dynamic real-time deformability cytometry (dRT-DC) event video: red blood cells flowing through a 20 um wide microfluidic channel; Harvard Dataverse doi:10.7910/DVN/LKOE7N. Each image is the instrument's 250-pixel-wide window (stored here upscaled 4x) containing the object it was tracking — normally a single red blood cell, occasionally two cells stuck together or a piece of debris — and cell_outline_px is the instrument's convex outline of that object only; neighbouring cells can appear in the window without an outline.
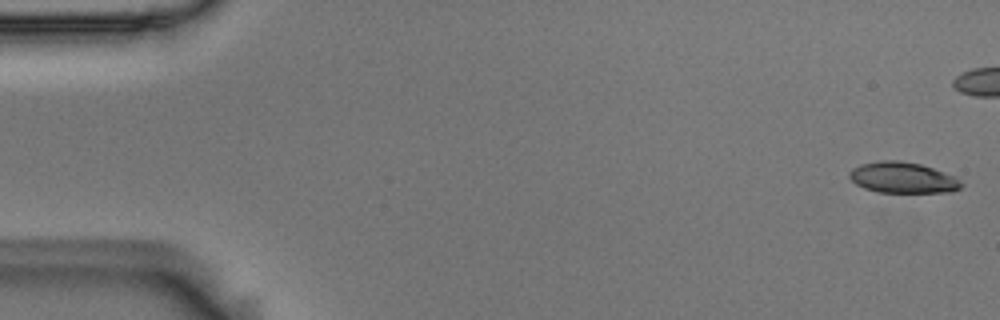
{"species": "Egyptian fruit bat (a non-hibernating species)", "species_latin": "Rousettus aegyptiacus", "temperature_condition": "room temperature", "stored_images_in_passage": 5, "camera_frame_rate_fps": 3000, "um_per_image_px": 0.085, "animal": {"sex": "male"}, "frame": {"image": 1, "passage_image": 1, "time_ms": 0.0, "image_size_px": [1000, 320], "cell_outline_px": [[964, 184], [960, 188], [952, 192], [876, 192], [864, 188], [856, 184], [848, 176], [848, 172], [852, 168], [860, 164], [880, 160], [900, 160], [920, 164], [956, 176]], "centroid_in_image_um": [76.73, 15.09], "position_along_channel_um": 8.3, "area_um2": 20.35}}
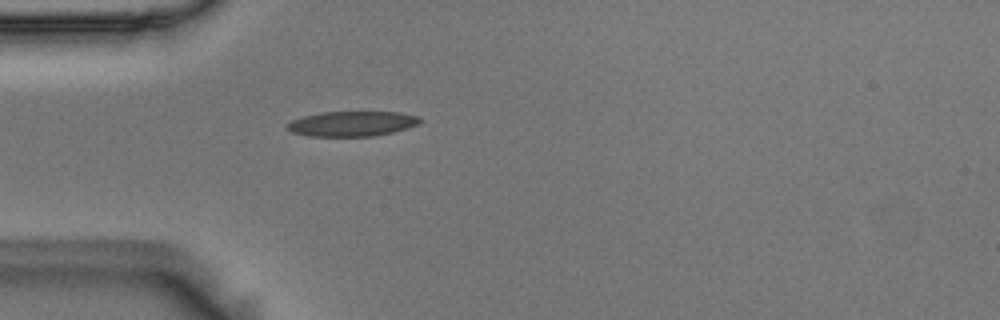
{"frame": {"image": 2, "passage_image": 5, "time_ms": 1.333, "image_size_px": [1000, 320], "cell_outline_px": [[420, 120], [416, 124], [392, 132], [372, 136], [308, 136], [292, 132], [288, 128], [288, 124], [292, 120], [304, 116], [320, 112], [400, 112], [420, 116]], "centroid_in_image_um": [29.9, 10.51], "position_along_channel_um": 55.1, "area_um2": 19.07}}